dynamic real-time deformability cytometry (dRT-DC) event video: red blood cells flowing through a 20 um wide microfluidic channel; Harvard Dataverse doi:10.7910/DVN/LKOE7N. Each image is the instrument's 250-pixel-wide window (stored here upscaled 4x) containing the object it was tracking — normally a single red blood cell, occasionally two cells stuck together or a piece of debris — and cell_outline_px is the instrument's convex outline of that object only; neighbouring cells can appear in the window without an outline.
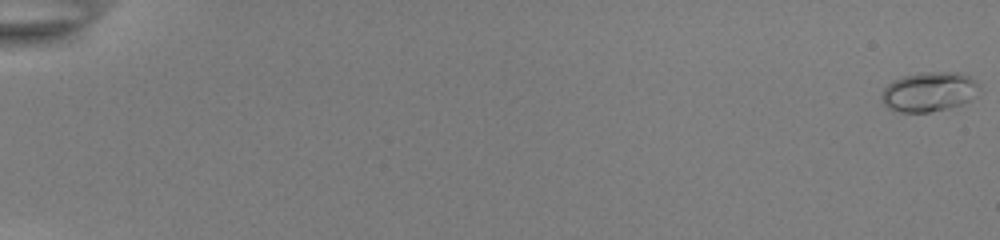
{"species": "common noctule bat (a hibernating species)", "species_latin": "Nyctalus noctula", "temperature_condition": "room temperature", "stored_images_in_passage": 55, "camera_frame_rate_fps": 3000, "um_per_image_px": 0.085, "animal": {"sex": "female", "body_mass_g": 22.0, "forearm_length_mm": 56.7}, "frame": {"image": 1, "passage_image": 1, "time_ms": 0.0, "image_size_px": [1000, 240], "cell_outline_px": [[980, 88], [964, 104], [948, 108], [928, 112], [900, 112], [888, 108], [880, 100], [884, 88], [892, 80], [904, 76], [920, 72], [956, 72], [968, 76], [976, 80]], "centroid_in_image_um": [78.94, 7.8], "position_along_channel_um": 6.1, "area_um2": 22.48}}
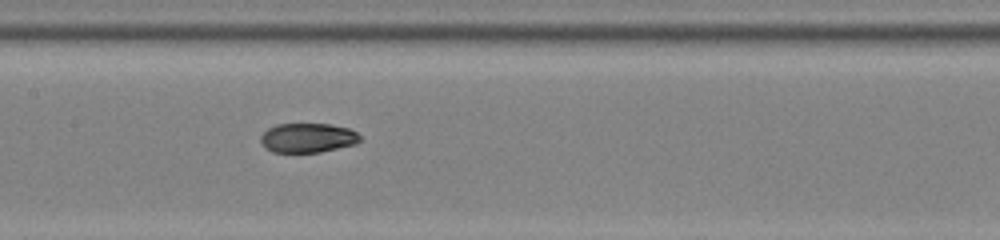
{"frame": {"image": 2, "passage_image": 30, "time_ms": 9.667, "image_size_px": [1000, 240], "cell_outline_px": [[360, 140], [356, 144], [320, 152], [272, 152], [260, 140], [260, 136], [268, 128], [276, 124], [328, 124], [348, 128], [356, 132], [360, 136]], "centroid_in_image_um": [26.16, 11.71], "position_along_channel_um": 181.2, "area_um2": 16.88}}
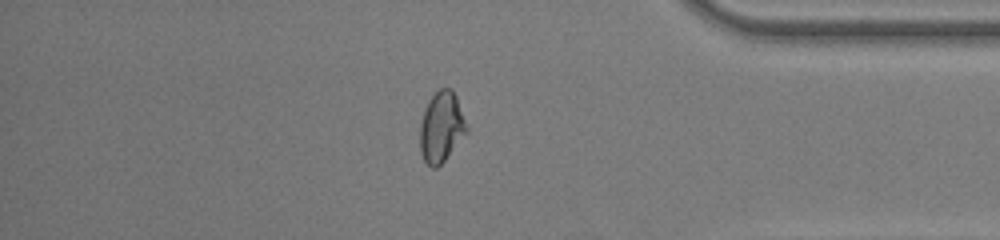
{"frame": {"image": 3, "passage_image": 48, "time_ms": 15.667, "image_size_px": [1000, 240], "cell_outline_px": [[468, 132], [444, 160], [436, 168], [432, 168], [424, 160], [420, 152], [420, 124], [428, 100], [440, 88], [452, 88], [456, 96], [468, 128]], "centroid_in_image_um": [37.52, 10.8], "position_along_channel_um": 397.7, "area_um2": 19.02}, "authors_computed_cell_mechanics": {"area_um2": 18.3804, "velocity_mm_per_s": 3.895, "shape_relaxation_time_tau1_ms": 5.9748, "shape_relaxation_time_tau2_ms": 1.0363, "deformation_change_tau1": 0.1857, "deformation_change_tau2": 0.0358}}